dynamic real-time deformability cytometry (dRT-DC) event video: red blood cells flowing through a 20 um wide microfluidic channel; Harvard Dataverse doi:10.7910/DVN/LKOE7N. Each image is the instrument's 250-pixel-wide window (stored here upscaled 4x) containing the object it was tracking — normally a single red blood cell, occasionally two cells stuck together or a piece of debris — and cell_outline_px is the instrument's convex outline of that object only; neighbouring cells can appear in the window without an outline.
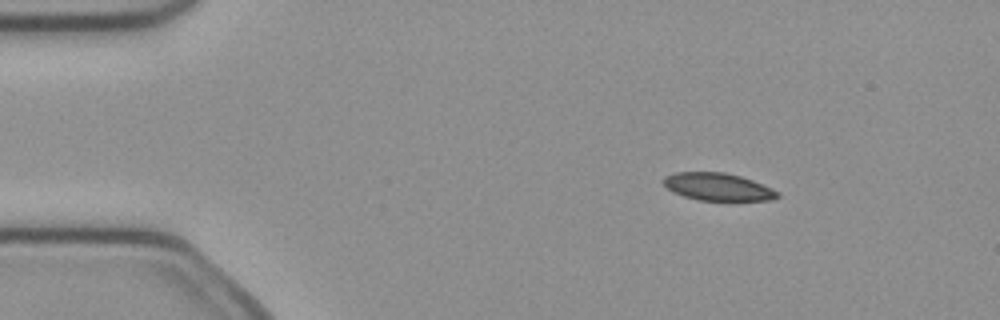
{"species": "common noctule bat (a hibernating species)", "species_latin": "Nyctalus noctula", "temperature_condition": "cold", "stored_images_in_passage": 5, "camera_frame_rate_fps": 3000, "um_per_image_px": 0.085, "animal": {"sex": "female", "body_mass_g": 21.9}, "frame": {"image": 1, "passage_image": 3, "time_ms": 0.667, "image_size_px": [1000, 320], "cell_outline_px": [[780, 196], [772, 200], [700, 200], [684, 196], [672, 192], [660, 180], [664, 176], [676, 172], [724, 172], [740, 176], [752, 180], [772, 188], [780, 192]], "centroid_in_image_um": [61.0, 15.87], "position_along_channel_um": 24.0, "area_um2": 18.32}}
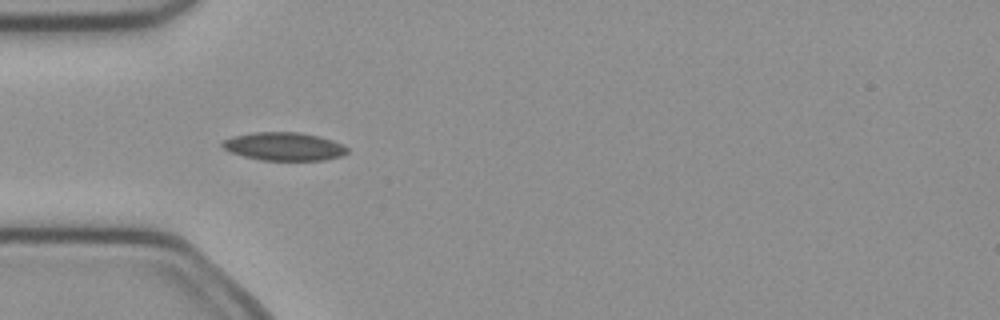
{"frame": {"image": 2, "passage_image": 5, "time_ms": 1.333, "image_size_px": [1000, 320], "cell_outline_px": [[348, 152], [340, 156], [324, 160], [260, 160], [244, 156], [232, 152], [224, 148], [220, 144], [224, 140], [232, 136], [252, 132], [300, 132], [320, 136], [344, 144], [348, 148]], "centroid_in_image_um": [24.16, 12.44], "position_along_channel_um": 60.8, "area_um2": 20.58}}